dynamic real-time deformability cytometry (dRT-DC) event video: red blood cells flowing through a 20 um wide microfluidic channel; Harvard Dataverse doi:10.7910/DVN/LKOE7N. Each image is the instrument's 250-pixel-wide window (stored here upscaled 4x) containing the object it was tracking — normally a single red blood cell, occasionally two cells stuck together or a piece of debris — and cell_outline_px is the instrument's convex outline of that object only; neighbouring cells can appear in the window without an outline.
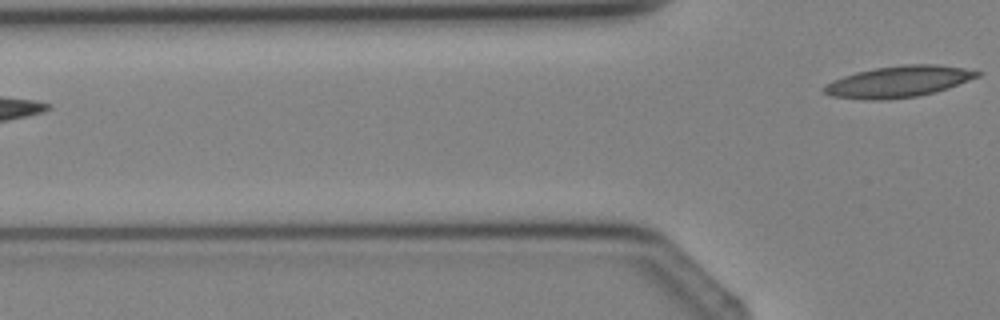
{"species": "Egyptian fruit bat (a non-hibernating species)", "species_latin": "Rousettus aegyptiacus", "temperature_condition": "cold", "stored_images_in_passage": 4, "camera_frame_rate_fps": 3000, "um_per_image_px": 0.085, "animal": {"sex": "female"}, "frame": {"image": 1, "passage_image": 4, "time_ms": 3.333, "image_size_px": [1000, 320], "cell_outline_px": [[984, 72], [980, 76], [948, 88], [936, 92], [916, 96], [880, 100], [864, 100], [832, 96], [824, 92], [820, 88], [824, 84], [832, 80], [856, 72], [876, 68], [904, 64], [936, 64], [964, 68]], "centroid_in_image_um": [76.36, 6.93], "position_along_channel_um": 49.4, "area_um2": 28.09}}